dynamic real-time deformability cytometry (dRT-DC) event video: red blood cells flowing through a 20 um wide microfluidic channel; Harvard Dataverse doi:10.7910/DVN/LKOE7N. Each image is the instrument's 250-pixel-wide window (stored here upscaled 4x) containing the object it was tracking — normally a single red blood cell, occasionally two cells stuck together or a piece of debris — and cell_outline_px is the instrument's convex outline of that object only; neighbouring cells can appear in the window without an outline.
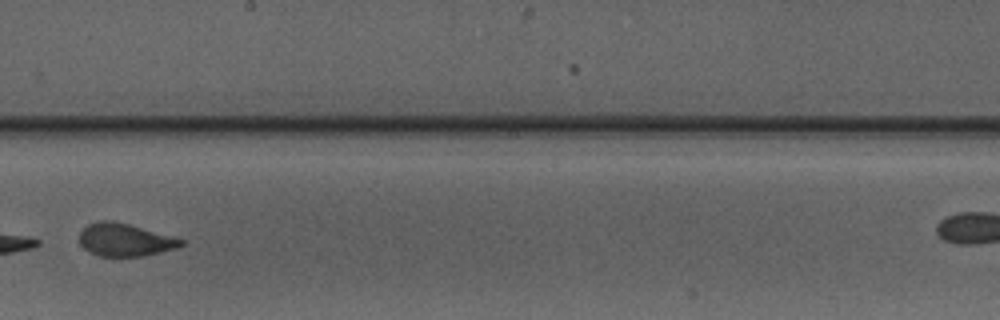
{"species": "Egyptian fruit bat (a non-hibernating species)", "species_latin": "Rousettus aegyptiacus", "temperature_condition": "warm", "stored_images_in_passage": 12, "camera_frame_rate_fps": 3000, "um_per_image_px": 0.085, "animal": {"sex": "male"}, "frame": {"image": 1, "passage_image": 9, "time_ms": 10.667, "image_size_px": [1000, 320], "cell_outline_px": [[184, 244], [160, 252], [144, 256], [100, 256], [84, 248], [80, 244], [80, 232], [88, 224], [100, 220], [112, 220], [128, 224], [184, 240]], "centroid_in_image_um": [10.57, 20.38], "position_along_channel_um": 237.6, "area_um2": 18.96}}
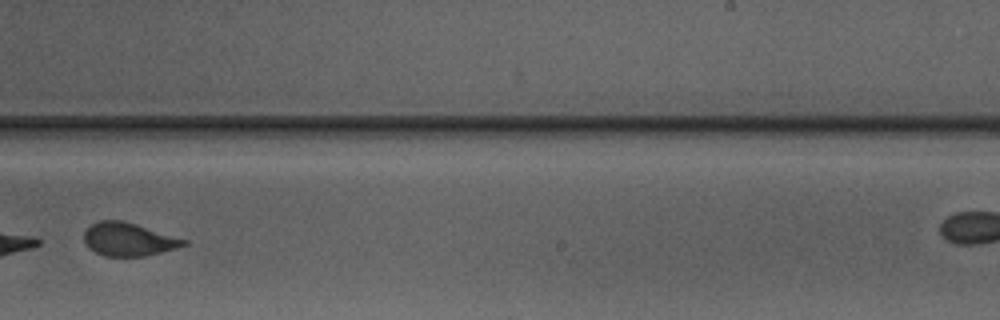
{"frame": {"image": 2, "passage_image": 10, "time_ms": 11.667, "image_size_px": [1000, 320], "cell_outline_px": [[188, 244], [176, 248], [144, 256], [104, 256], [96, 252], [84, 240], [84, 232], [92, 224], [100, 220], [124, 220], [188, 240]], "centroid_in_image_um": [10.95, 20.33], "position_along_channel_um": 278.0, "area_um2": 19.07}}